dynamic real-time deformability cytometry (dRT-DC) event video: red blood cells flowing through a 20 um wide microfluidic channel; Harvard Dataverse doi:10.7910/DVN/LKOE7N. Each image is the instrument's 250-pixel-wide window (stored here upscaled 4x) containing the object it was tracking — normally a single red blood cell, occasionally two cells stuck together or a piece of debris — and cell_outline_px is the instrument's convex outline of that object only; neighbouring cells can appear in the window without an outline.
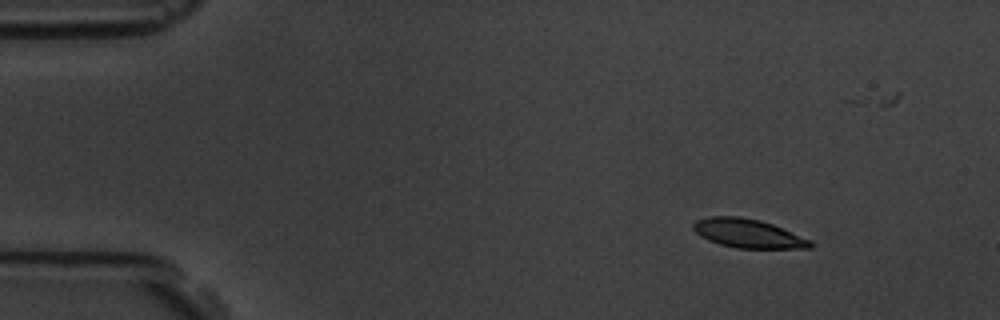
{"species": "common noctule bat (a hibernating species)", "species_latin": "Nyctalus noctula", "temperature_condition": "room temperature", "stored_images_in_passage": 4, "camera_frame_rate_fps": 3000, "um_per_image_px": 0.085, "animal": {"sex": "male", "body_mass_g": 19.5, "forearm_length_mm": 54.6}, "frame": {"image": 1, "passage_image": 2, "time_ms": 1.333, "image_size_px": [1000, 320], "cell_outline_px": [[812, 248], [736, 248], [720, 244], [708, 240], [700, 236], [692, 228], [692, 224], [696, 220], [708, 216], [740, 216], [760, 220], [772, 224], [812, 240]], "centroid_in_image_um": [63.56, 19.83], "position_along_channel_um": 21.4, "area_um2": 19.71}}